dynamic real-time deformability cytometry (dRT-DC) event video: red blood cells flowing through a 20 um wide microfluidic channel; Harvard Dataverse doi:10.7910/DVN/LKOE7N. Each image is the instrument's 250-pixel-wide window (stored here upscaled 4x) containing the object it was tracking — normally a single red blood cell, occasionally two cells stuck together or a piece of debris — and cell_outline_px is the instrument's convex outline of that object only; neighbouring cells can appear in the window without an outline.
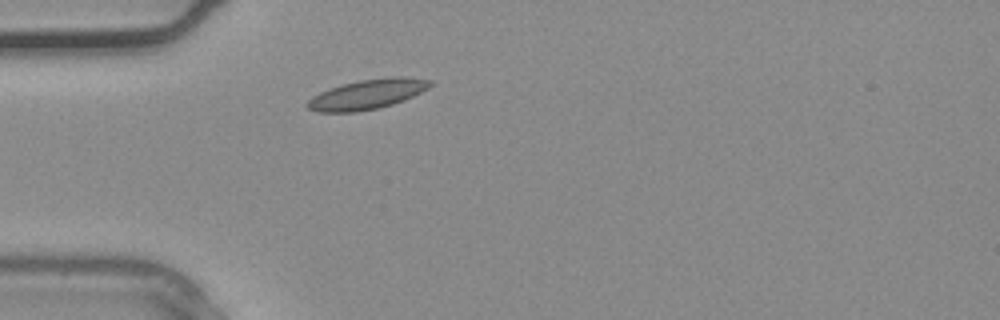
{"species": "common noctule bat (a hibernating species)", "species_latin": "Nyctalus noctula", "temperature_condition": "warm", "stored_images_in_passage": 27, "camera_frame_rate_fps": 3000, "um_per_image_px": 0.085, "animal": {"sex": "male", "body_mass_g": 20.4}, "frame": {"image": 1, "passage_image": 1, "time_ms": 0.0, "image_size_px": [1000, 320], "cell_outline_px": [[432, 84], [428, 88], [404, 100], [392, 104], [376, 108], [356, 112], [316, 112], [308, 108], [304, 104], [312, 96], [320, 92], [344, 84], [360, 80], [388, 76], [400, 76], [432, 80]], "centroid_in_image_um": [31.2, 8.01], "position_along_channel_um": 53.8, "area_um2": 21.21}}